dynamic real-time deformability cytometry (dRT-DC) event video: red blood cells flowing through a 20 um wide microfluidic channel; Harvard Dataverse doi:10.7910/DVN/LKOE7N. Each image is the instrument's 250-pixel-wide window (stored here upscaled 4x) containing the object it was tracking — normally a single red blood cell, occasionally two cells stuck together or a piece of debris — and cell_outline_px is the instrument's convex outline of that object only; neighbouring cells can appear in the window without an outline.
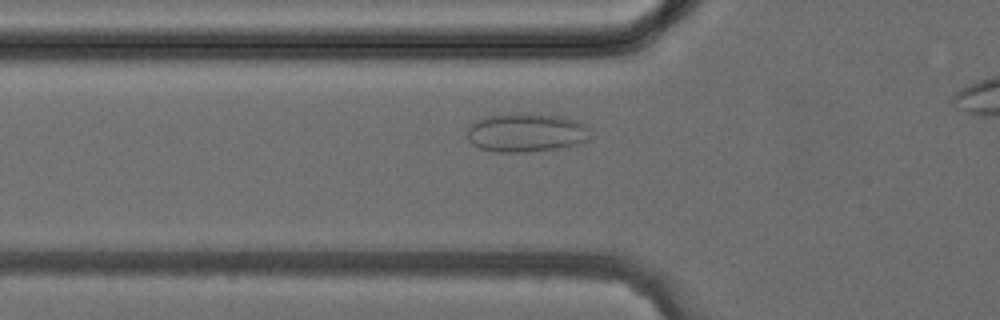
{"species": "common noctule bat (a hibernating species)", "species_latin": "Nyctalus noctula", "temperature_condition": "cold", "stored_images_in_passage": 26, "camera_frame_rate_fps": 3000, "um_per_image_px": 0.085, "animal": {"sex": "female", "body_mass_g": 24.6, "forearm_length_mm": 56.2}, "frame": {"image": 1, "passage_image": 4, "time_ms": 1.0, "image_size_px": [1000, 320], "cell_outline_px": [[592, 128], [588, 136], [584, 140], [576, 144], [556, 148], [524, 152], [496, 152], [480, 148], [472, 144], [468, 140], [468, 128], [476, 120], [488, 116], [560, 116], [576, 120], [588, 124]], "centroid_in_image_um": [44.74, 11.31], "position_along_channel_um": 81.1, "area_um2": 26.82}}
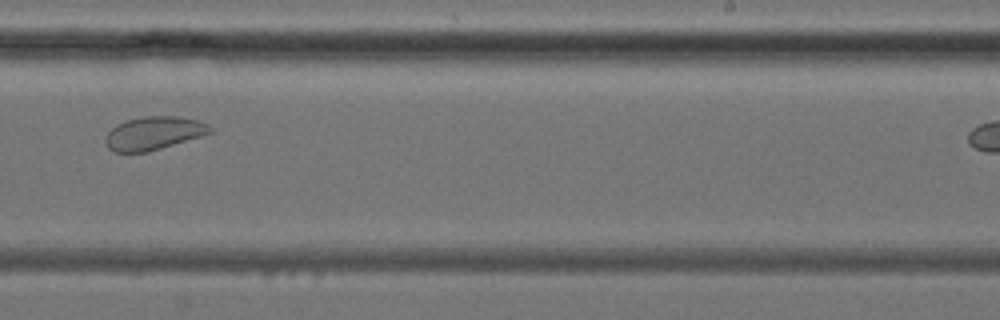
{"frame": {"image": 2, "passage_image": 16, "time_ms": 5.0, "image_size_px": [1000, 320], "cell_outline_px": [[212, 132], [200, 136], [148, 152], [112, 152], [108, 148], [104, 140], [104, 136], [116, 124], [124, 120], [140, 116], [176, 116], [196, 120], [208, 124], [212, 128]], "centroid_in_image_um": [13.0, 11.31], "position_along_channel_um": 276.0, "area_um2": 20.35}}
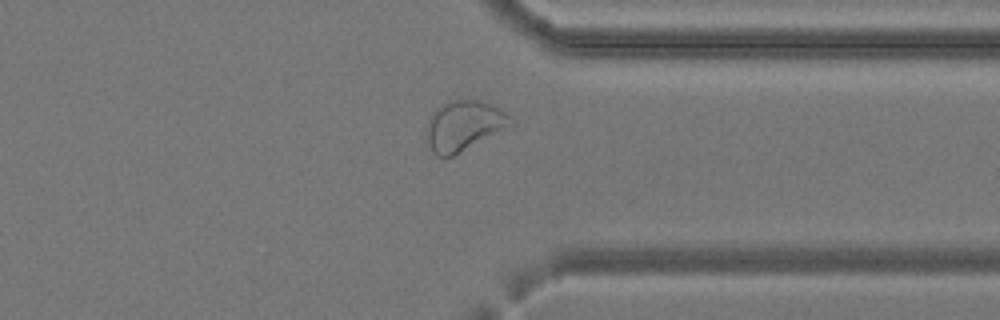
{"frame": {"image": 3, "passage_image": 22, "time_ms": 7.0, "image_size_px": [1000, 320], "cell_outline_px": [[516, 124], [452, 156], [436, 156], [432, 152], [428, 144], [428, 120], [432, 112], [436, 108], [452, 100], [476, 100], [492, 104], [500, 108], [512, 116], [516, 120]], "centroid_in_image_um": [39.49, 10.67], "position_along_channel_um": 371.9, "area_um2": 24.57}}